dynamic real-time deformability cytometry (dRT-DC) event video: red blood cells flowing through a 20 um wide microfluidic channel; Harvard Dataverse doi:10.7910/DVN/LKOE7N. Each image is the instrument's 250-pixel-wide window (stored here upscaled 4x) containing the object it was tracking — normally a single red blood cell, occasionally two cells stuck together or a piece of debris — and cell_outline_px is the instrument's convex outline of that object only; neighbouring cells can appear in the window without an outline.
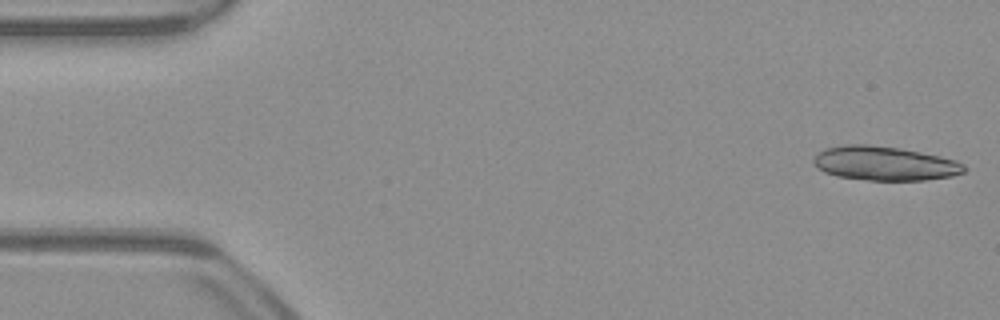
{"species": "common noctule bat (a hibernating species)", "species_latin": "Nyctalus noctula", "temperature_condition": "warm", "stored_images_in_passage": 52, "camera_frame_rate_fps": 3000, "um_per_image_px": 0.085, "animal": {"sex": "male", "body_mass_g": 23.1, "forearm_length_mm": 52.7}, "frame": {"image": 1, "passage_image": 1, "time_ms": 0.0, "image_size_px": [1000, 320], "cell_outline_px": [[968, 168], [964, 172], [952, 176], [924, 180], [868, 180], [836, 176], [824, 172], [812, 160], [824, 148], [844, 144], [868, 144], [900, 148], [940, 156], [956, 160], [964, 164]], "centroid_in_image_um": [75.22, 13.88], "position_along_channel_um": 9.8, "area_um2": 29.94}}
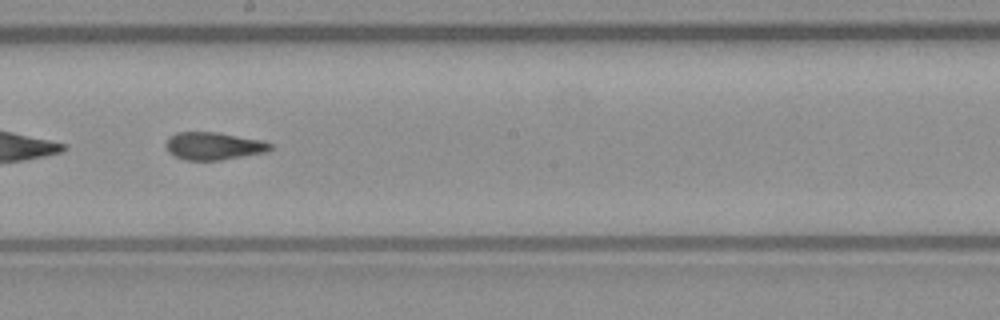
{"frame": {"image": 2, "passage_image": 28, "time_ms": 9.0, "image_size_px": [1000, 320], "cell_outline_px": [[272, 148], [268, 152], [220, 160], [184, 160], [168, 152], [164, 144], [168, 136], [176, 132], [216, 132], [264, 140], [272, 144]], "centroid_in_image_um": [18.15, 12.4], "position_along_channel_um": 230.1, "area_um2": 17.05}}
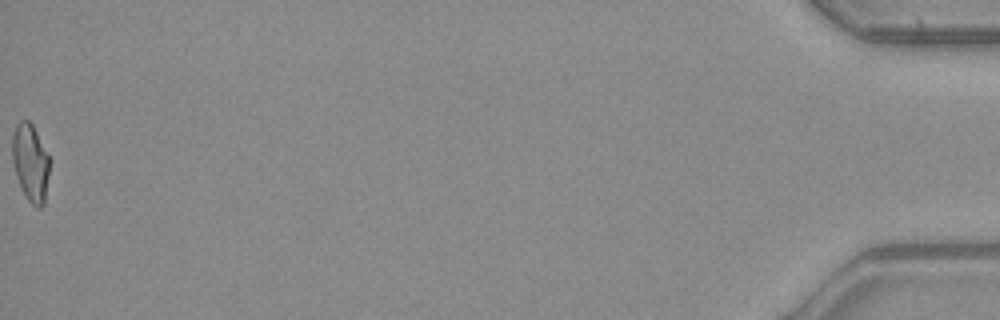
{"frame": {"image": 3, "passage_image": 52, "time_ms": 17.0, "image_size_px": [1000, 320], "cell_outline_px": [[48, 176], [44, 204], [40, 208], [36, 208], [28, 200], [16, 176], [12, 160], [12, 136], [16, 124], [20, 120], [28, 120], [32, 124], [48, 156]], "centroid_in_image_um": [2.56, 13.82], "position_along_channel_um": 432.6, "area_um2": 16.47}, "authors_computed_cell_mechanics": {"area_um2": 17.34, "velocity_mm_per_s": 3.943, "shape_relaxation_time_tau1_ms": null, "shape_relaxation_time_tau2_ms": 3.0228, "deformation_change_tau1": null, "deformation_change_tau2": 0.0889}}